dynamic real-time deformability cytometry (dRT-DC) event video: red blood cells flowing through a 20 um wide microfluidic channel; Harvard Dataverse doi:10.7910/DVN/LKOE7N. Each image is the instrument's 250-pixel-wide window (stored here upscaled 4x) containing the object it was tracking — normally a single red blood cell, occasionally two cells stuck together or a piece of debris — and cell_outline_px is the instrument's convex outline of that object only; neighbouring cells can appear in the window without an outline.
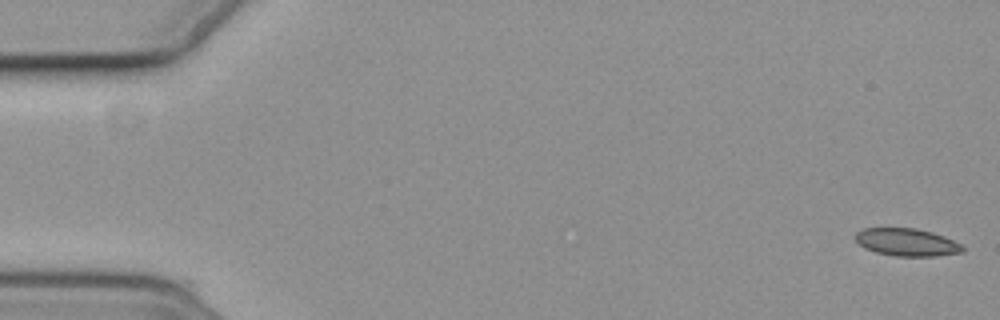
{"species": "common noctule bat (a hibernating species)", "species_latin": "Nyctalus noctula", "temperature_condition": "cold", "stored_images_in_passage": 6, "camera_frame_rate_fps": 3000, "um_per_image_px": 0.085, "animal": {"sex": "female", "body_mass_g": 19.3, "forearm_length_mm": 54.1}, "frame": {"image": 1, "passage_image": 1, "time_ms": 0.0, "image_size_px": [1000, 320], "cell_outline_px": [[964, 252], [936, 256], [896, 256], [876, 252], [864, 248], [856, 240], [856, 232], [864, 228], [916, 228], [932, 232], [944, 236], [960, 244], [964, 248]], "centroid_in_image_um": [77.09, 20.59], "position_along_channel_um": 7.9, "area_um2": 17.17}}
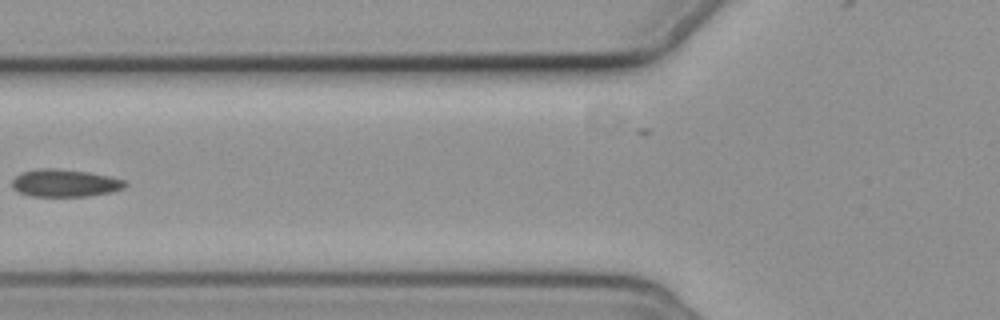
{"frame": {"image": 2, "passage_image": 6, "time_ms": 7.333, "image_size_px": [1000, 320], "cell_outline_px": [[128, 184], [124, 188], [112, 192], [88, 196], [32, 196], [20, 192], [12, 188], [12, 180], [20, 172], [40, 168], [56, 168], [88, 172], [128, 180]], "centroid_in_image_um": [5.54, 15.55], "position_along_channel_um": 120.3, "area_um2": 18.26}}